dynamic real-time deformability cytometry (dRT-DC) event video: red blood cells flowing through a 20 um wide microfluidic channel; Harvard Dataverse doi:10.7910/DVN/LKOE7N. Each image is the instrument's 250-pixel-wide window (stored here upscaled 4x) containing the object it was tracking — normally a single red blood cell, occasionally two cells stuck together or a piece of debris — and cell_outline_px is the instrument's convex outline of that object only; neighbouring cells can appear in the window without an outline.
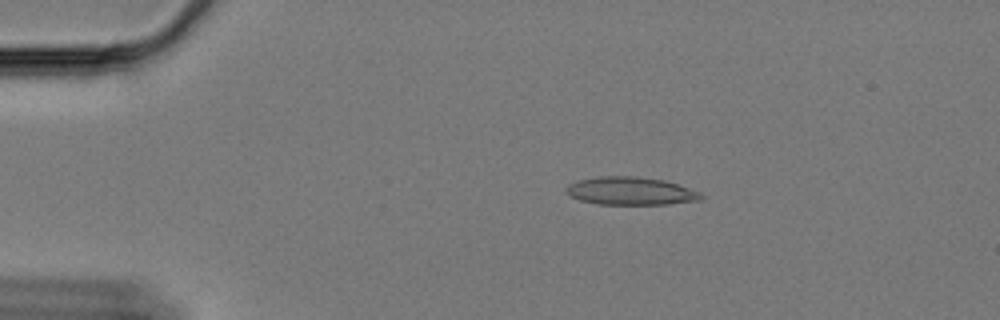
{"species": "Egyptian fruit bat (a non-hibernating species)", "species_latin": "Rousettus aegyptiacus", "temperature_condition": "cold", "stored_images_in_passage": 58, "camera_frame_rate_fps": 3000, "um_per_image_px": 0.085, "animal": {"sex": "female"}, "frame": {"image": 1, "passage_image": 9, "time_ms": 2.667, "image_size_px": [1000, 320], "cell_outline_px": [[704, 196], [700, 200], [668, 204], [596, 204], [580, 200], [564, 192], [564, 188], [568, 184], [580, 180], [600, 176], [636, 176], [664, 180], [700, 192]], "centroid_in_image_um": [53.58, 16.23], "position_along_channel_um": 31.4, "area_um2": 21.91}}
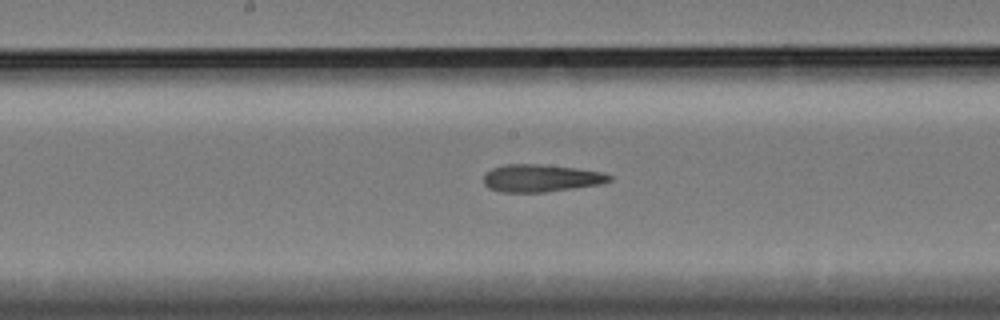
{"frame": {"image": 2, "passage_image": 29, "time_ms": 9.333, "image_size_px": [1000, 320], "cell_outline_px": [[612, 180], [600, 184], [544, 192], [500, 192], [488, 188], [484, 184], [484, 176], [492, 168], [504, 164], [540, 164], [576, 168], [600, 172], [612, 176]], "centroid_in_image_um": [45.95, 15.14], "position_along_channel_um": 202.3, "area_um2": 20.0}}
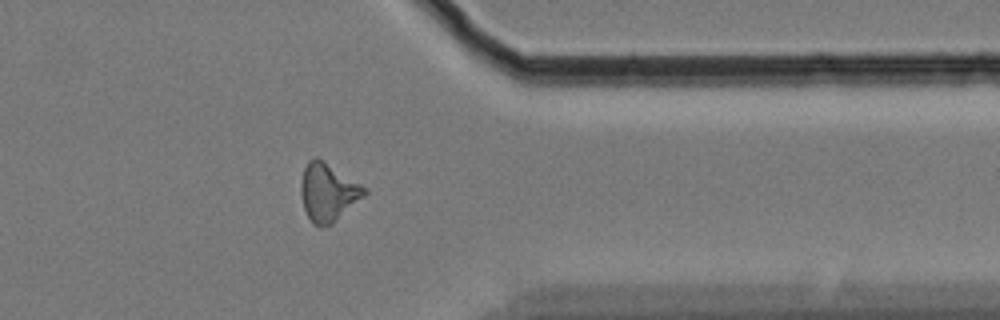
{"frame": {"image": 3, "passage_image": 46, "time_ms": 15.0, "image_size_px": [1000, 320], "cell_outline_px": [[368, 192], [364, 196], [332, 224], [320, 228], [312, 224], [304, 208], [300, 196], [300, 180], [304, 168], [308, 160], [316, 156], [324, 160], [368, 188]], "centroid_in_image_um": [27.86, 16.33], "position_along_channel_um": 383.5, "area_um2": 21.79}, "authors_computed_cell_mechanics": {"area_um2": 20.4901, "velocity_mm_per_s": 3.3448, "shape_relaxation_time_tau1_ms": null, "shape_relaxation_time_tau2_ms": 2.4506, "deformation_change_tau1": null, "deformation_change_tau2": 0.118}}